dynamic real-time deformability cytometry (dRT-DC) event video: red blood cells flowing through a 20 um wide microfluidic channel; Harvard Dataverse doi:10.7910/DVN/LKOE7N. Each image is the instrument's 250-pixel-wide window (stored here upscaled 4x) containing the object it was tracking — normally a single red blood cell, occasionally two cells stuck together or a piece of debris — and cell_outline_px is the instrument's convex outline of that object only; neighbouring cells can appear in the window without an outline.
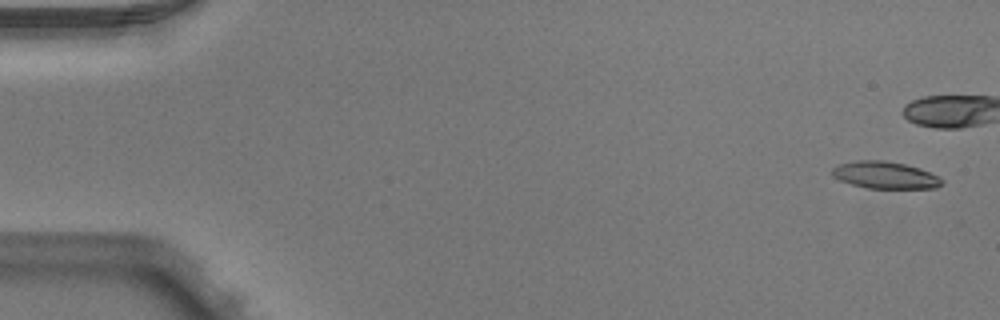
{"species": "Egyptian fruit bat (a non-hibernating species)", "species_latin": "Rousettus aegyptiacus", "temperature_condition": "warm", "stored_images_in_passage": 5, "camera_frame_rate_fps": 3000, "um_per_image_px": 0.085, "animal": {"sex": "male"}, "frame": {"image": 1, "passage_image": 1, "time_ms": 0.0, "image_size_px": [1000, 320], "cell_outline_px": [[944, 184], [936, 188], [868, 188], [852, 184], [840, 180], [832, 176], [832, 168], [840, 164], [860, 160], [884, 160], [904, 164], [920, 168], [944, 180]], "centroid_in_image_um": [75.24, 14.89], "position_along_channel_um": 9.8, "area_um2": 17.17}}